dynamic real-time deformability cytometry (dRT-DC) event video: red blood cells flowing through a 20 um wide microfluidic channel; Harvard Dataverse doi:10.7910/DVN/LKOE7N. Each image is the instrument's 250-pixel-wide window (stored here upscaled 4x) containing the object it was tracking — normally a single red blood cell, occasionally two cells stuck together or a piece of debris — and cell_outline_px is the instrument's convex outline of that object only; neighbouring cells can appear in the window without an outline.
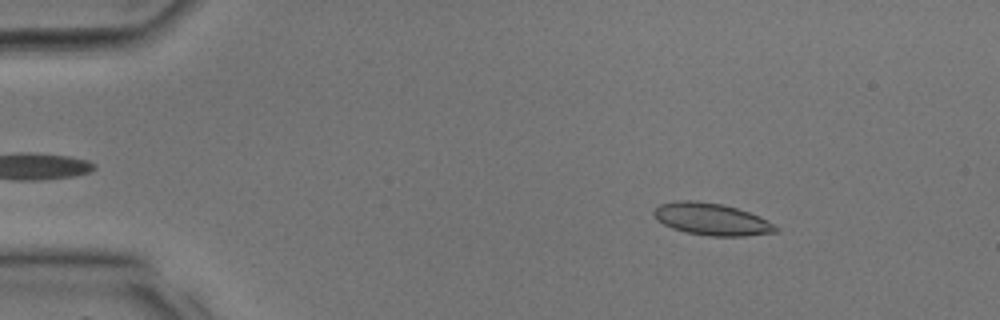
{"species": "common noctule bat (a hibernating species)", "species_latin": "Nyctalus noctula", "temperature_condition": "room temperature", "stored_images_in_passage": 19, "camera_frame_rate_fps": 3000, "um_per_image_px": 0.085, "animal": {"sex": "male", "body_mass_g": 17.9, "forearm_length_mm": 54.2}, "frame": {"image": 1, "passage_image": 4, "time_ms": 1.0, "image_size_px": [1000, 320], "cell_outline_px": [[780, 228], [776, 232], [744, 236], [712, 236], [688, 232], [672, 228], [656, 220], [652, 212], [660, 204], [676, 200], [692, 200], [724, 204], [760, 216]], "centroid_in_image_um": [60.48, 18.62], "position_along_channel_um": 24.5, "area_um2": 22.72}}
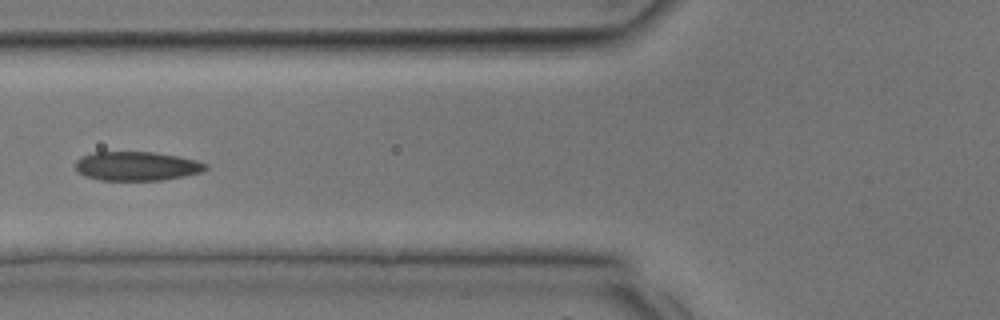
{"frame": {"image": 2, "passage_image": 12, "time_ms": 3.667, "image_size_px": [1000, 320], "cell_outline_px": [[208, 168], [200, 172], [184, 176], [164, 180], [100, 180], [84, 176], [76, 168], [76, 160], [80, 156], [92, 152], [152, 152], [180, 156], [196, 160], [208, 164]], "centroid_in_image_um": [11.63, 14.11], "position_along_channel_um": 114.2, "area_um2": 22.14}}
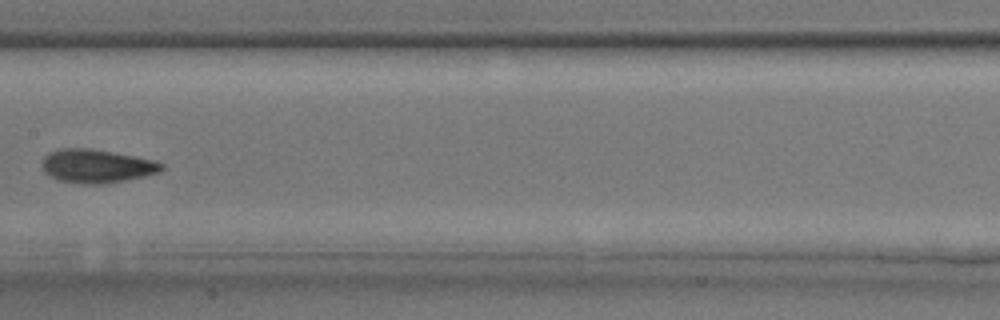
{"frame": {"image": 3, "passage_image": 16, "time_ms": 5.0, "image_size_px": [1000, 320], "cell_outline_px": [[164, 168], [156, 172], [144, 176], [124, 180], [100, 184], [92, 184], [60, 180], [44, 172], [44, 156], [48, 152], [60, 148], [92, 148], [152, 160], [164, 164]], "centroid_in_image_um": [8.2, 14.1], "position_along_channel_um": 199.2, "area_um2": 22.77}}